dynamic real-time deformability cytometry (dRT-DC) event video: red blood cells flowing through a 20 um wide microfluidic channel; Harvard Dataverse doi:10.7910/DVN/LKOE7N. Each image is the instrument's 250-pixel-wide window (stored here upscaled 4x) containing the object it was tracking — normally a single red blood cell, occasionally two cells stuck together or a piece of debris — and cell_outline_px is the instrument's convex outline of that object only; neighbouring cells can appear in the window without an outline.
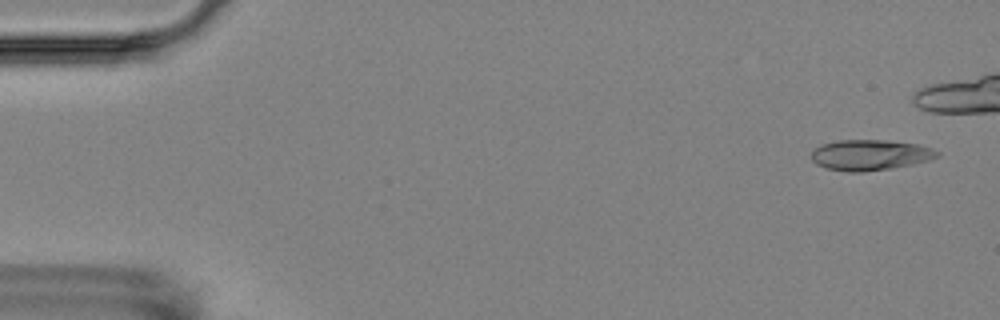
{"species": "Egyptian fruit bat (a non-hibernating species)", "species_latin": "Rousettus aegyptiacus", "temperature_condition": "room temperature", "stored_images_in_passage": 5, "camera_frame_rate_fps": 3000, "um_per_image_px": 0.085, "animal": {"sex": "female"}, "frame": {"image": 1, "passage_image": 1, "time_ms": 0.0, "image_size_px": [1000, 320], "cell_outline_px": [[940, 156], [928, 160], [892, 168], [860, 172], [848, 172], [828, 168], [816, 164], [812, 160], [812, 152], [816, 148], [824, 144], [836, 140], [884, 140], [916, 144], [932, 148], [940, 152]], "centroid_in_image_um": [73.97, 13.17], "position_along_channel_um": 11.0, "area_um2": 22.2}}